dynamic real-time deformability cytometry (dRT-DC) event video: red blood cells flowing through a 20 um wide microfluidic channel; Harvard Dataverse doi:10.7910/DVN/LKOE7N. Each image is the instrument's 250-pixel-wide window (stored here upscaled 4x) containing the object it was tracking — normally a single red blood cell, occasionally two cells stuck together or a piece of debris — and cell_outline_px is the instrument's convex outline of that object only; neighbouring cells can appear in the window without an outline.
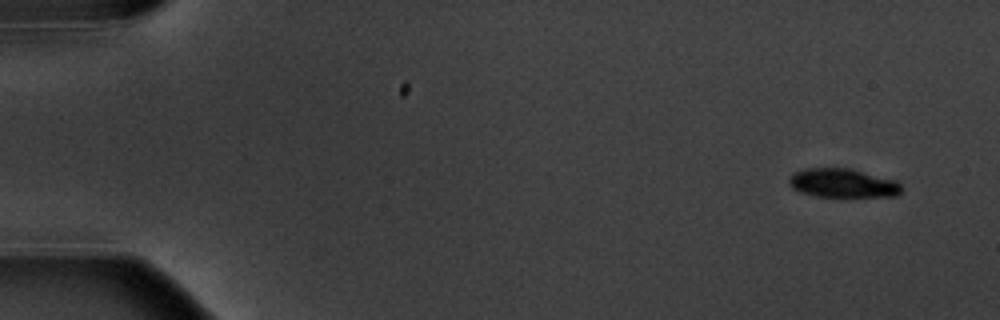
{"species": "common noctule bat (a hibernating species)", "species_latin": "Nyctalus noctula", "temperature_condition": "warm", "stored_images_in_passage": 5, "camera_frame_rate_fps": 3000, "um_per_image_px": 0.085, "animal": {"sex": "male", "body_mass_g": 20.1, "forearm_length_mm": 53.5}, "frame": {"image": 1, "passage_image": 1, "time_ms": 0.0, "image_size_px": [1000, 320], "cell_outline_px": [[904, 188], [896, 196], [816, 196], [792, 188], [788, 180], [792, 172], [804, 168], [848, 168], [900, 180]], "centroid_in_image_um": [71.69, 15.54], "position_along_channel_um": 13.3, "area_um2": 19.07}}
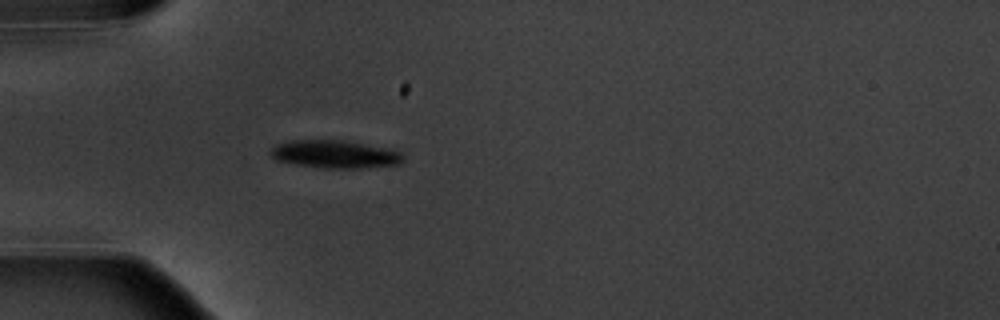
{"frame": {"image": 2, "passage_image": 5, "time_ms": 4.667, "image_size_px": [1000, 320], "cell_outline_px": [[404, 160], [400, 164], [360, 168], [324, 168], [296, 164], [276, 160], [268, 152], [276, 144], [292, 140], [344, 140], [400, 152], [404, 156]], "centroid_in_image_um": [28.43, 13.11], "position_along_channel_um": 56.6, "area_um2": 21.27}}